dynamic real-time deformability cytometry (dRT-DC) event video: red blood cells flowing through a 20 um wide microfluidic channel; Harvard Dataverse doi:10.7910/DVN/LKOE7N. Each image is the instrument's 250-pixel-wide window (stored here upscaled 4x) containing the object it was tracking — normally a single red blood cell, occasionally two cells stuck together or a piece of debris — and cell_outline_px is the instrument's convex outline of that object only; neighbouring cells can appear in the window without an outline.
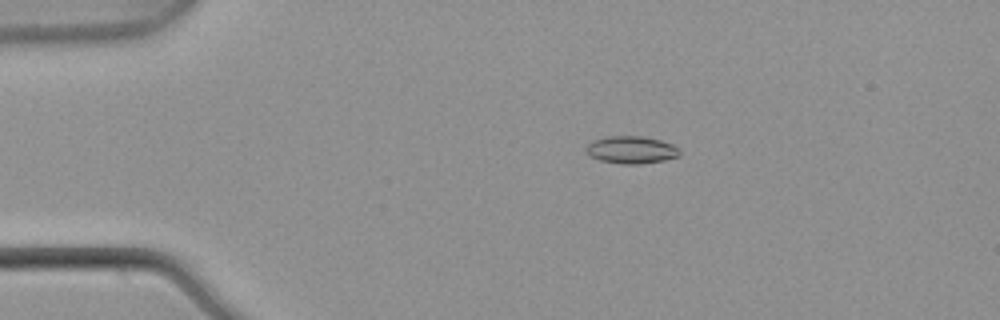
{"species": "common noctule bat (a hibernating species)", "species_latin": "Nyctalus noctula", "temperature_condition": "warm", "stored_images_in_passage": 53, "camera_frame_rate_fps": 3000, "um_per_image_px": 0.085, "animal": {"sex": "male", "body_mass_g": 21.5, "forearm_length_mm": 52.0}, "frame": {"image": 1, "passage_image": 11, "time_ms": 3.333, "image_size_px": [1000, 320], "cell_outline_px": [[680, 156], [664, 160], [640, 164], [620, 164], [600, 160], [592, 156], [584, 148], [592, 140], [608, 136], [644, 136], [660, 140], [672, 144], [680, 148]], "centroid_in_image_um": [53.69, 12.73], "position_along_channel_um": 31.3, "area_um2": 15.03}}
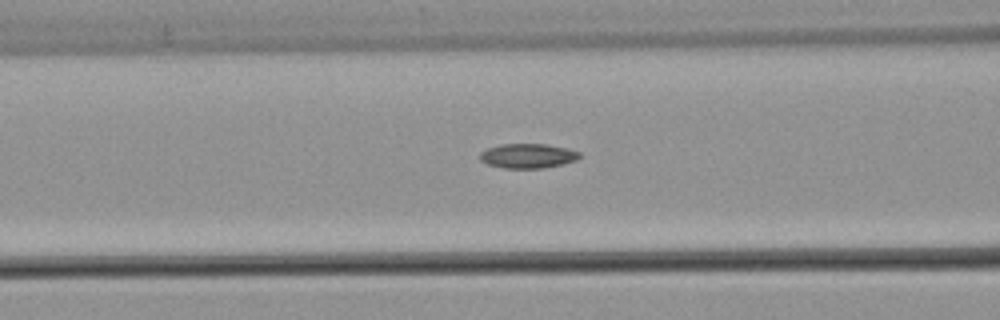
{"frame": {"image": 2, "passage_image": 22, "time_ms": 7.0, "image_size_px": [1000, 320], "cell_outline_px": [[580, 156], [576, 160], [564, 164], [544, 168], [504, 168], [488, 164], [480, 160], [480, 152], [488, 148], [500, 144], [544, 144], [568, 148], [580, 152]], "centroid_in_image_um": [44.88, 13.25], "position_along_channel_um": 121.7, "area_um2": 14.28}}
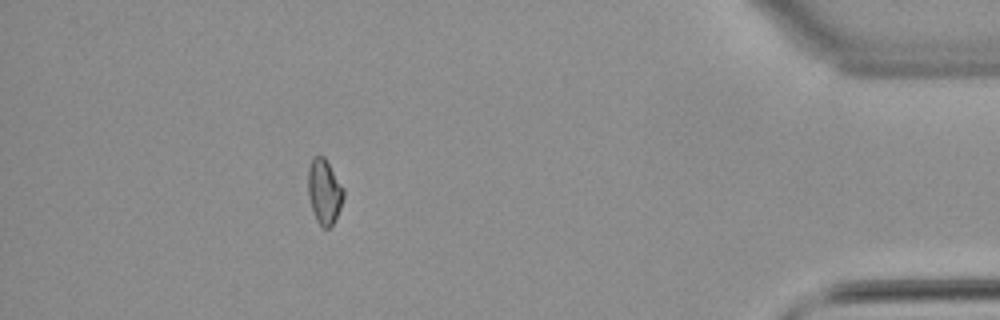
{"frame": {"image": 3, "passage_image": 48, "time_ms": 15.667, "image_size_px": [1000, 320], "cell_outline_px": [[344, 196], [340, 208], [332, 224], [328, 228], [324, 228], [316, 220], [308, 196], [308, 168], [312, 156], [324, 156], [344, 188]], "centroid_in_image_um": [27.55, 16.25], "position_along_channel_um": 407.6, "area_um2": 13.35}}